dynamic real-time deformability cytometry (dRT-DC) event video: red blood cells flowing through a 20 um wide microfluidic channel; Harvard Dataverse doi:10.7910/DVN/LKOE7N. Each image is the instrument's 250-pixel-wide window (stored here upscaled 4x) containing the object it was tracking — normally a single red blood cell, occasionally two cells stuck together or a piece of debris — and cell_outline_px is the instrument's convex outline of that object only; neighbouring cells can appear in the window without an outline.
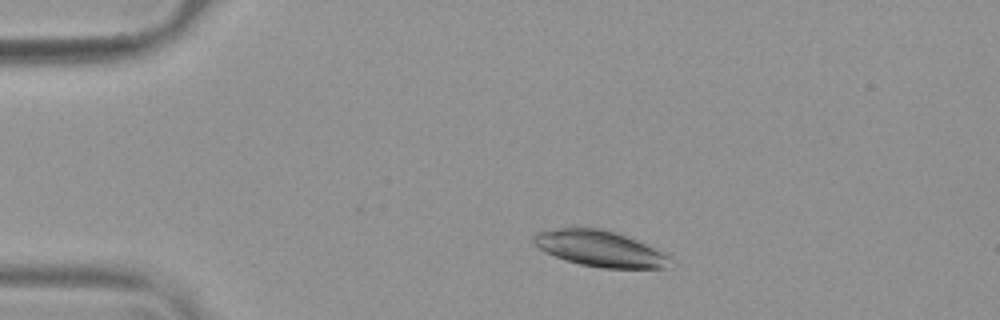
{"species": "common noctule bat (a hibernating species)", "species_latin": "Nyctalus noctula", "temperature_condition": "warm", "stored_images_in_passage": 50, "camera_frame_rate_fps": 3000, "um_per_image_px": 0.085, "animal": {"sex": "female", "body_mass_g": 19.9}, "frame": {"image": 1, "passage_image": 7, "time_ms": 2.0, "image_size_px": [1000, 320], "cell_outline_px": [[668, 268], [604, 268], [580, 264], [564, 260], [544, 252], [532, 240], [532, 236], [536, 232], [560, 228], [600, 228], [616, 232], [636, 240], [668, 256]], "centroid_in_image_um": [50.91, 21.13], "position_along_channel_um": 34.1, "area_um2": 28.09}}
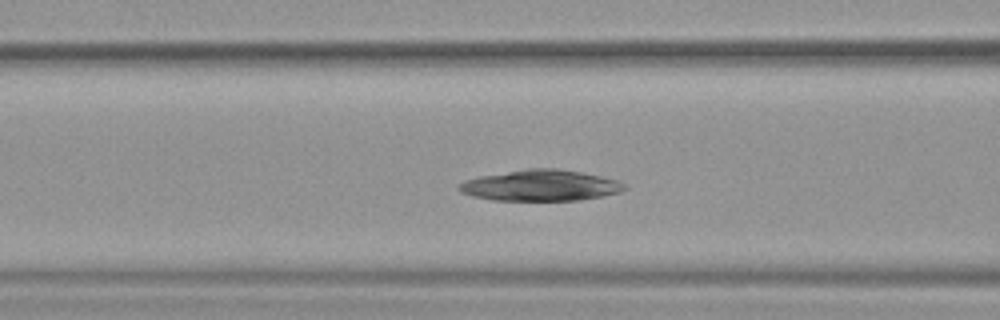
{"frame": {"image": 2, "passage_image": 18, "time_ms": 5.667, "image_size_px": [1000, 320], "cell_outline_px": [[628, 188], [620, 192], [580, 200], [492, 200], [472, 196], [460, 192], [456, 188], [464, 180], [480, 176], [528, 168], [556, 168], [580, 172], [600, 176], [616, 180], [624, 184]], "centroid_in_image_um": [45.91, 15.76], "position_along_channel_um": 120.7, "area_um2": 29.77}}
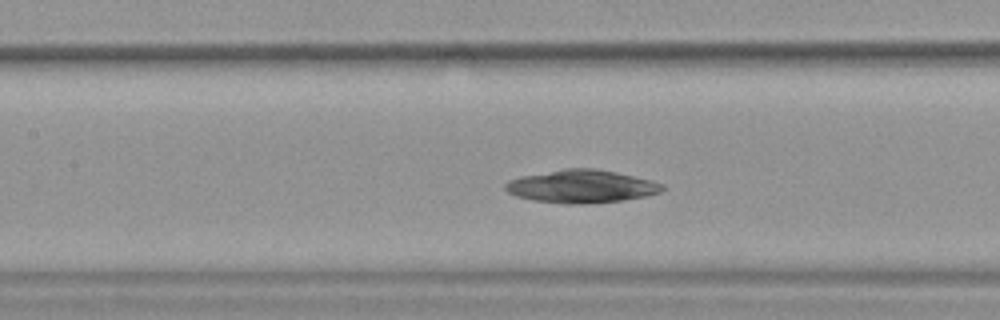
{"frame": {"image": 3, "passage_image": 21, "time_ms": 6.667, "image_size_px": [1000, 320], "cell_outline_px": [[664, 188], [660, 192], [644, 196], [624, 200], [584, 204], [564, 204], [532, 200], [516, 196], [508, 192], [504, 188], [504, 184], [508, 180], [520, 176], [564, 168], [596, 168], [616, 172], [664, 184]], "centroid_in_image_um": [49.36, 15.84], "position_along_channel_um": 158.0, "area_um2": 30.17}}